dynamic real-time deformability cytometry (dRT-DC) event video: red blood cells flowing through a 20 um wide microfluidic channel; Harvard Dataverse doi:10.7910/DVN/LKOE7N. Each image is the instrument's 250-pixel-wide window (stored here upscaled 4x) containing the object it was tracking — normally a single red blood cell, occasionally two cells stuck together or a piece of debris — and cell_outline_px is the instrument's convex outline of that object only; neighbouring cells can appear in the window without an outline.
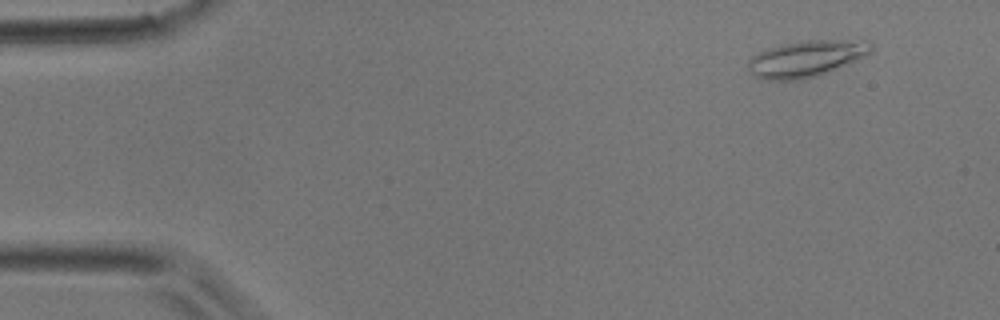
{"species": "common noctule bat (a hibernating species)", "species_latin": "Nyctalus noctula", "temperature_condition": "room temperature", "stored_images_in_passage": 3, "camera_frame_rate_fps": 3000, "um_per_image_px": 0.085, "animal": {"sex": "male", "body_mass_g": 17.9}, "frame": {"image": 1, "passage_image": 1, "time_ms": 0.0, "image_size_px": [1000, 320], "cell_outline_px": [[872, 52], [856, 60], [816, 76], [800, 80], [760, 80], [752, 76], [748, 68], [748, 60], [752, 56], [768, 48], [780, 44], [800, 40], [872, 40]], "centroid_in_image_um": [68.5, 4.98], "position_along_channel_um": 16.5, "area_um2": 26.3}}